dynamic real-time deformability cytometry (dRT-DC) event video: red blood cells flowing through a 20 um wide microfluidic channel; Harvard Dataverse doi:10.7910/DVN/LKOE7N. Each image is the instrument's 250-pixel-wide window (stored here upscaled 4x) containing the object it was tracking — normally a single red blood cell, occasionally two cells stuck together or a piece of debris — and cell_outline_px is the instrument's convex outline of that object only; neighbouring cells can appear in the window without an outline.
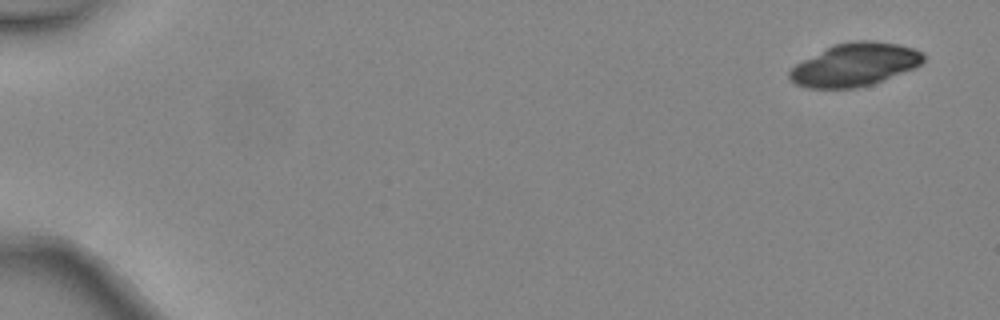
{"species": "common noctule bat (a hibernating species)", "species_latin": "Nyctalus noctula", "temperature_condition": "warm", "stored_images_in_passage": 5, "camera_frame_rate_fps": 3000, "um_per_image_px": 0.085, "animal": {"sex": "female", "body_mass_g": 24.6, "forearm_length_mm": 56.2}, "frame": {"image": 1, "passage_image": 1, "time_ms": 0.0, "image_size_px": [1000, 320], "cell_outline_px": [[924, 60], [920, 64], [912, 68], [872, 84], [856, 88], [804, 88], [796, 84], [788, 76], [788, 72], [796, 64], [836, 44], [852, 40], [872, 40], [896, 44], [912, 48], [920, 52], [924, 56]], "centroid_in_image_um": [72.63, 5.5], "position_along_channel_um": 12.4, "area_um2": 32.95}}